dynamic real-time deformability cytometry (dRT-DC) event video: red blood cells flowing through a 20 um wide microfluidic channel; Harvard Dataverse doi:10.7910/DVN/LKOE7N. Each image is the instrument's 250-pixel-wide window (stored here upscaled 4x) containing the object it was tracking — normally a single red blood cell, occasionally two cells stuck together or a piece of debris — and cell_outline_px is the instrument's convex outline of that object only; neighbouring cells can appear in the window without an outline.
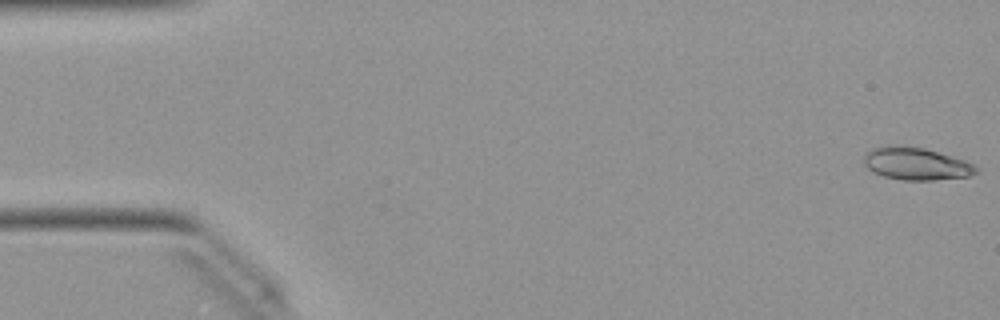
{"species": "Egyptian fruit bat (a non-hibernating species)", "species_latin": "Rousettus aegyptiacus", "temperature_condition": "warm", "stored_images_in_passage": 50, "camera_frame_rate_fps": 3000, "um_per_image_px": 0.085, "animal": {"sex": "female"}, "frame": {"image": 1, "passage_image": 1, "time_ms": 0.0, "image_size_px": [1000, 320], "cell_outline_px": [[976, 172], [968, 176], [932, 180], [904, 180], [884, 176], [872, 172], [864, 164], [864, 152], [872, 148], [884, 144], [900, 144], [924, 148], [964, 160], [972, 164], [976, 168]], "centroid_in_image_um": [77.77, 13.89], "position_along_channel_um": 7.2, "area_um2": 21.33}}
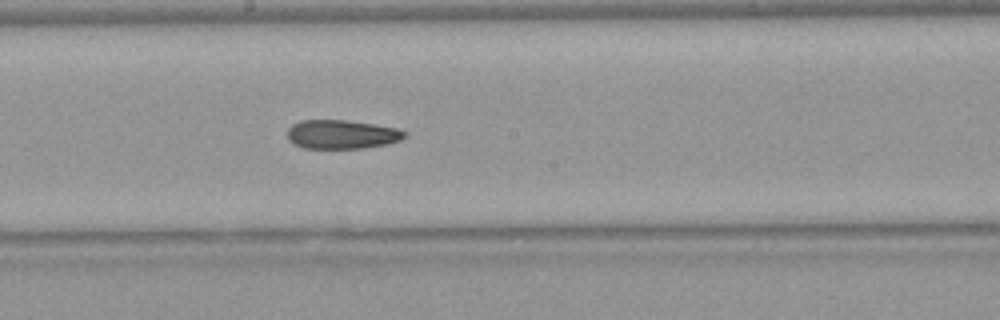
{"frame": {"image": 2, "passage_image": 27, "time_ms": 8.667, "image_size_px": [1000, 320], "cell_outline_px": [[408, 136], [400, 140], [388, 144], [364, 148], [304, 148], [288, 140], [288, 128], [292, 124], [300, 120], [344, 120], [372, 124], [396, 128], [408, 132]], "centroid_in_image_um": [29.07, 11.42], "position_along_channel_um": 219.1, "area_um2": 19.77}}
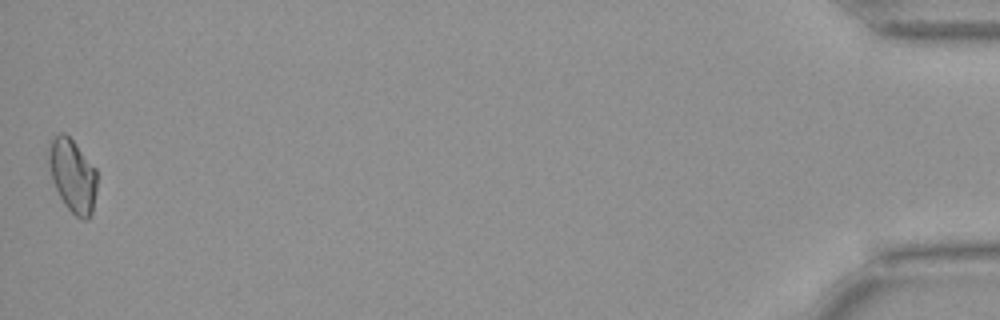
{"frame": {"image": 3, "passage_image": 50, "time_ms": 16.333, "image_size_px": [1000, 320], "cell_outline_px": [[96, 192], [92, 212], [88, 220], [80, 220], [64, 204], [56, 188], [48, 164], [48, 156], [52, 140], [60, 132], [64, 132], [72, 140], [96, 168]], "centroid_in_image_um": [6.19, 14.96], "position_along_channel_um": 429.0, "area_um2": 20.29}, "authors_computed_cell_mechanics": {"area_um2": 20.519, "velocity_mm_per_s": 4.0483, "shape_relaxation_time_tau1_ms": null, "shape_relaxation_time_tau2_ms": 5.4222, "deformation_change_tau1": null, "deformation_change_tau2": 0.1251}}